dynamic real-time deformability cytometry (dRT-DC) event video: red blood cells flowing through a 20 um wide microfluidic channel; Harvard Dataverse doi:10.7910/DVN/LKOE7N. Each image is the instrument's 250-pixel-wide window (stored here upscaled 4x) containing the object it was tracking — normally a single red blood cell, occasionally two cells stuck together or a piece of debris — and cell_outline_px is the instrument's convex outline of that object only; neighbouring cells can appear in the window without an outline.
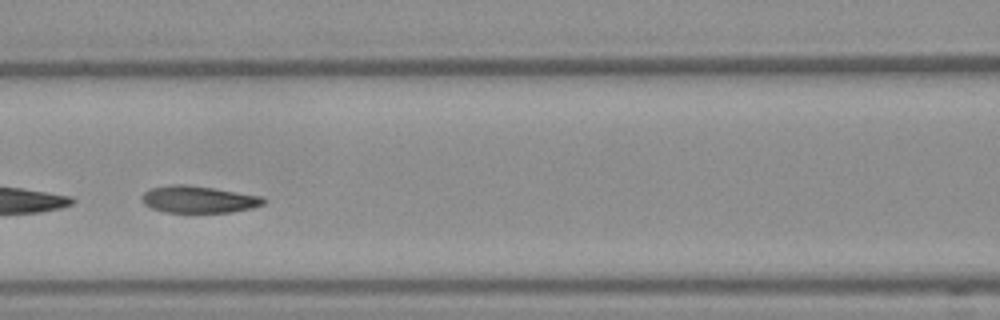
{"species": "Egyptian fruit bat (a non-hibernating species)", "species_latin": "Rousettus aegyptiacus", "temperature_condition": "warm", "stored_images_in_passage": 26, "segment_of_instrument_passage": [2, 2], "camera_frame_rate_fps": 3000, "um_per_image_px": 0.085, "frame": {"image": 1, "passage_image": 17, "time_ms": 5.333, "image_size_px": [1000, 320], "cell_outline_px": [[268, 200], [264, 204], [252, 208], [232, 212], [164, 212], [152, 208], [144, 204], [140, 200], [140, 196], [144, 192], [152, 188], [168, 184], [184, 184], [216, 188], [264, 196]], "centroid_in_image_um": [16.9, 16.94], "position_along_channel_um": 149.7, "area_um2": 19.48}}
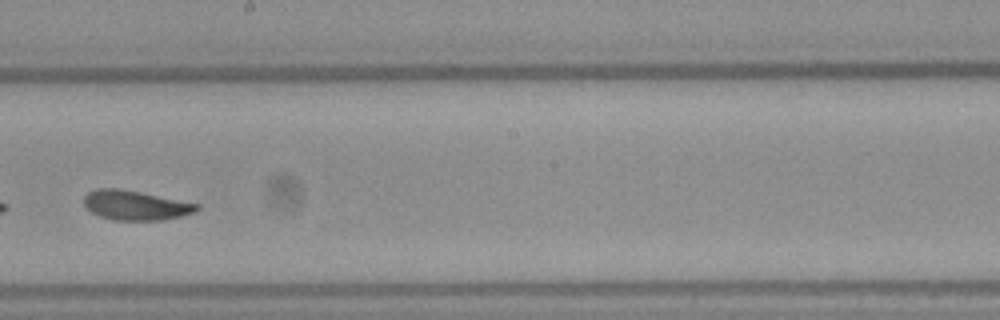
{"frame": {"image": 2, "passage_image": 23, "time_ms": 7.333, "image_size_px": [1000, 320], "cell_outline_px": [[200, 208], [196, 212], [180, 216], [160, 220], [116, 220], [100, 216], [92, 212], [84, 204], [84, 196], [88, 192], [96, 188], [120, 188], [200, 204]], "centroid_in_image_um": [11.52, 17.44], "position_along_channel_um": 236.7, "area_um2": 19.36}}